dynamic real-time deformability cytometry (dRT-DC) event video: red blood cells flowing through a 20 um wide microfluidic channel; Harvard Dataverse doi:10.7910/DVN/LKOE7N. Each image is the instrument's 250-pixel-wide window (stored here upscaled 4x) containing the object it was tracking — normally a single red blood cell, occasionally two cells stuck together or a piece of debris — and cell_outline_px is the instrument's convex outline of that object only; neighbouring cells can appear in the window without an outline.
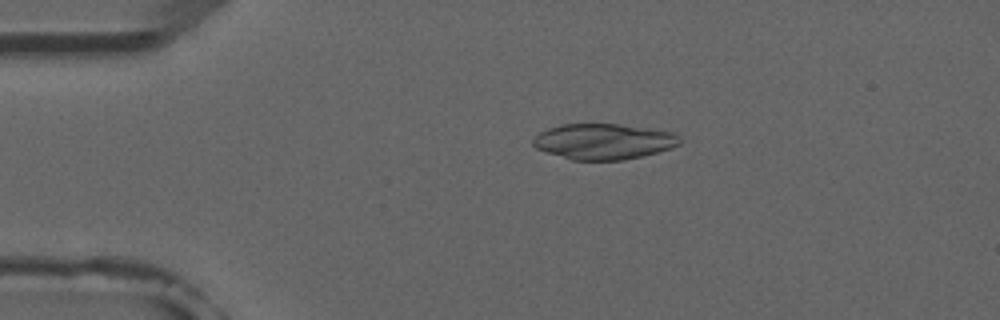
{"species": "common noctule bat (a hibernating species)", "species_latin": "Nyctalus noctula", "temperature_condition": "room temperature", "stored_images_in_passage": 4, "camera_frame_rate_fps": 3000, "um_per_image_px": 0.085, "animal": {"sex": "male", "forearm_length_mm": 52.5}, "frame": {"image": 1, "passage_image": 3, "time_ms": 2.333, "image_size_px": [1000, 320], "cell_outline_px": [[680, 144], [672, 148], [624, 160], [572, 160], [536, 148], [532, 144], [532, 140], [540, 132], [548, 128], [560, 124], [620, 124], [676, 132], [680, 136]], "centroid_in_image_um": [51.33, 12.02], "position_along_channel_um": 33.7, "area_um2": 30.52}}